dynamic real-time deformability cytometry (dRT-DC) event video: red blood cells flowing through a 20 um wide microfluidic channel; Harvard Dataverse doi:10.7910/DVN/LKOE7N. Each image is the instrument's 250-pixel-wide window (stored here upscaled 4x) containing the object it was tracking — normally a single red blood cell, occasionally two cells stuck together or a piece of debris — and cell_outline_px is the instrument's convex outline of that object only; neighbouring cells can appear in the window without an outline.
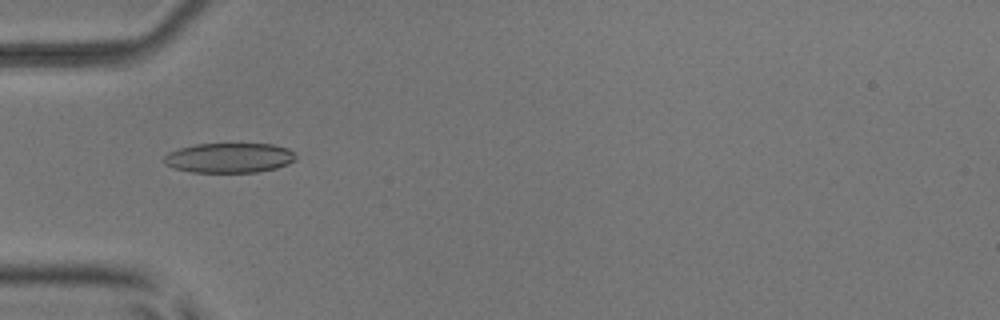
{"species": "common noctule bat (a hibernating species)", "species_latin": "Nyctalus noctula", "temperature_condition": "room temperature", "stored_images_in_passage": 39, "camera_frame_rate_fps": 3000, "um_per_image_px": 0.085, "animal": {"sex": "male", "body_mass_g": 17.9, "forearm_length_mm": 54.2}, "frame": {"image": 1, "passage_image": 4, "time_ms": 1.0, "image_size_px": [1000, 320], "cell_outline_px": [[296, 160], [288, 164], [276, 168], [256, 172], [192, 172], [176, 168], [164, 164], [164, 156], [168, 152], [180, 148], [196, 144], [272, 144], [288, 148], [296, 152]], "centroid_in_image_um": [19.52, 13.41], "position_along_channel_um": 65.5, "area_um2": 22.95}}
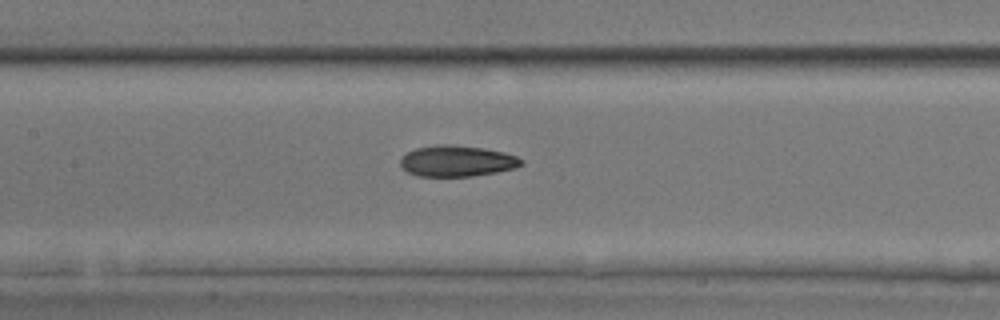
{"frame": {"image": 2, "passage_image": 12, "time_ms": 3.667, "image_size_px": [1000, 320], "cell_outline_px": [[524, 164], [516, 168], [496, 172], [472, 176], [416, 176], [408, 172], [400, 164], [400, 160], [408, 152], [416, 148], [436, 144], [452, 144], [484, 148], [504, 152], [516, 156], [524, 160]], "centroid_in_image_um": [38.87, 13.68], "position_along_channel_um": 168.5, "area_um2": 21.96}}
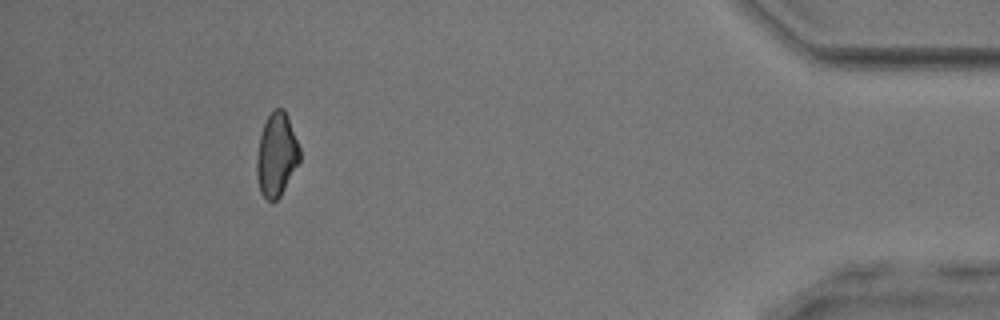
{"frame": {"image": 3, "passage_image": 35, "time_ms": 11.333, "image_size_px": [1000, 320], "cell_outline_px": [[300, 160], [280, 196], [276, 200], [268, 200], [260, 192], [256, 176], [256, 160], [260, 136], [264, 124], [268, 116], [276, 108], [284, 108], [288, 116], [300, 148]], "centroid_in_image_um": [23.5, 13.15], "position_along_channel_um": 411.7, "area_um2": 20.75}, "authors_computed_cell_mechanics": {"area_um2": 21.5594, "velocity_mm_per_s": 3.919, "shape_relaxation_time_tau1_ms": 6.8982, "shape_relaxation_time_tau2_ms": 5.728, "deformation_change_tau1": 0.1697, "deformation_change_tau2": 0.1301}}